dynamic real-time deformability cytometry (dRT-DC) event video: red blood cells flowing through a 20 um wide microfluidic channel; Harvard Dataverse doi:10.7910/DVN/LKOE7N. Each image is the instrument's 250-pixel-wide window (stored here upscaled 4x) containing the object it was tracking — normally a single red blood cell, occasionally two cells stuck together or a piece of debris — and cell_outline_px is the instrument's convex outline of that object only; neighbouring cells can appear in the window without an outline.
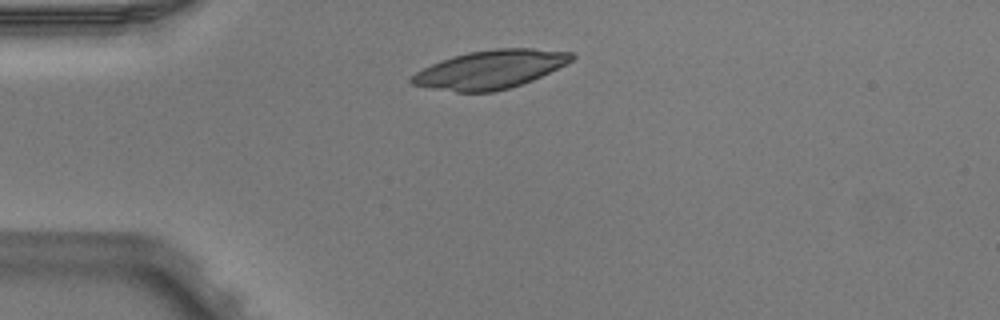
{"species": "Egyptian fruit bat (a non-hibernating species)", "species_latin": "Rousettus aegyptiacus", "temperature_condition": "warm", "stored_images_in_passage": 2, "camera_frame_rate_fps": 3000, "um_per_image_px": 0.085, "animal": {"sex": "male"}, "frame": {"image": 1, "passage_image": 1, "time_ms": 0.0, "image_size_px": [1000, 320], "cell_outline_px": [[576, 56], [572, 60], [532, 80], [508, 88], [492, 92], [456, 92], [432, 88], [412, 84], [408, 80], [416, 72], [432, 64], [468, 52], [496, 48], [532, 48], [572, 52]], "centroid_in_image_um": [41.67, 5.9], "position_along_channel_um": 43.3, "area_um2": 35.26}}